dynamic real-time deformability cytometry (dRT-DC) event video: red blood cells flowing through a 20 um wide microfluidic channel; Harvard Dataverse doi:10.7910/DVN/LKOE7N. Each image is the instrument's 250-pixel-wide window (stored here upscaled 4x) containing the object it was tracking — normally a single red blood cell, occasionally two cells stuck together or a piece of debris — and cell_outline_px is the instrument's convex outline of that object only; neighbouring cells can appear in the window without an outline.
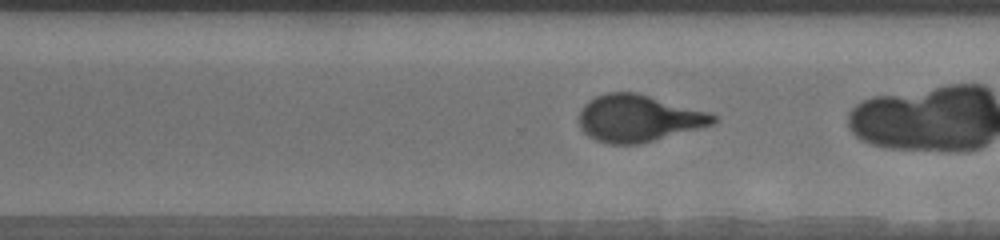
{"species": "human", "species_latin": "Homo sapiens", "temperature_condition": "warm", "stored_images_in_passage": 43, "camera_frame_rate_fps": 3000, "um_per_image_px": 0.085, "donor": {"sex": "male"}, "frame": {"image": 1, "passage_image": 38, "time_ms": 12.333, "image_size_px": [1000, 240], "cell_outline_px": [[716, 120], [712, 124], [700, 128], [640, 144], [608, 144], [596, 140], [588, 136], [580, 128], [580, 112], [584, 104], [588, 100], [596, 96], [608, 92], [636, 92], [712, 112], [716, 116]], "centroid_in_image_um": [54.27, 10.05], "position_along_channel_um": 316.3, "area_um2": 36.82}}